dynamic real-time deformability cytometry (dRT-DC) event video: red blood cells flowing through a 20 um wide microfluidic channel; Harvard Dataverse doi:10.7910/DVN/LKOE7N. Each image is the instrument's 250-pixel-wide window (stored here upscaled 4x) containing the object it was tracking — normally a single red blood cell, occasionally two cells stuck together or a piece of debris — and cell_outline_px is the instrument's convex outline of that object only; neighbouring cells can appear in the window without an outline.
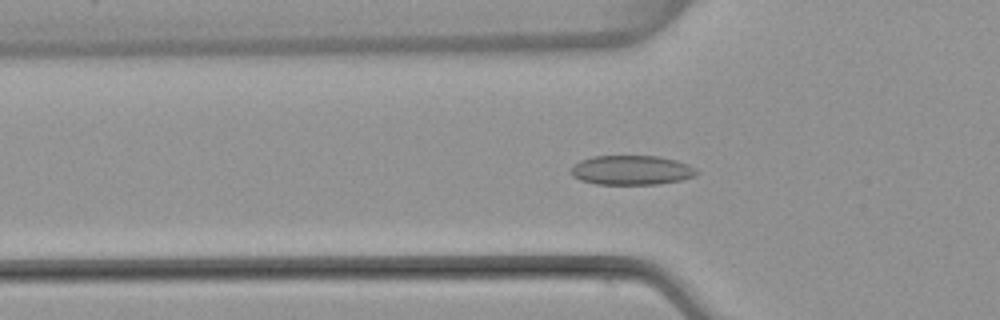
{"species": "common noctule bat (a hibernating species)", "species_latin": "Nyctalus noctula", "temperature_condition": "warm", "stored_images_in_passage": 52, "camera_frame_rate_fps": 3000, "um_per_image_px": 0.085, "animal": {"sex": "female", "body_mass_g": 22.7, "forearm_length_mm": 54.2}, "frame": {"image": 1, "passage_image": 17, "time_ms": 5.333, "image_size_px": [1000, 320], "cell_outline_px": [[700, 172], [696, 176], [680, 180], [656, 184], [596, 184], [580, 180], [572, 176], [568, 172], [572, 164], [580, 160], [592, 156], [660, 156], [676, 160], [688, 164], [696, 168]], "centroid_in_image_um": [53.65, 14.46], "position_along_channel_um": 72.2, "area_um2": 21.91}}
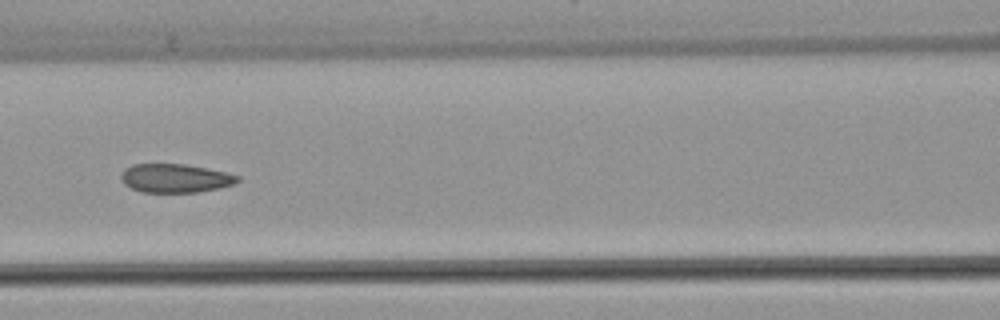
{"frame": {"image": 2, "passage_image": 23, "time_ms": 7.333, "image_size_px": [1000, 320], "cell_outline_px": [[240, 180], [232, 184], [220, 188], [200, 192], [144, 192], [132, 188], [124, 184], [120, 176], [124, 168], [132, 164], [184, 164], [208, 168], [240, 176]], "centroid_in_image_um": [14.89, 15.14], "position_along_channel_um": 151.7, "area_um2": 19.48}}
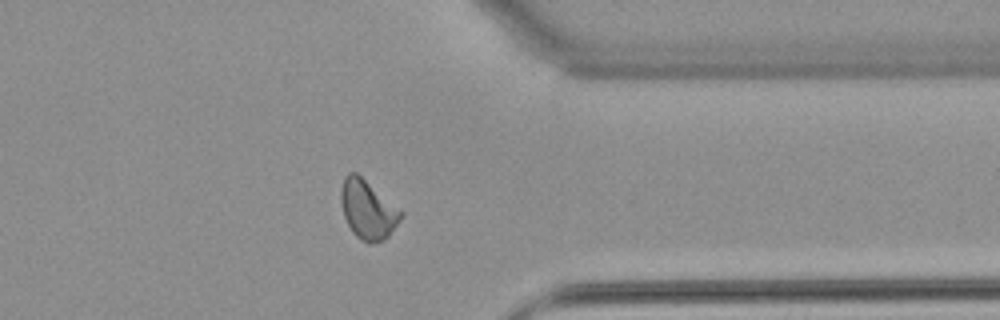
{"frame": {"image": 3, "passage_image": 41, "time_ms": 13.333, "image_size_px": [1000, 320], "cell_outline_px": [[404, 216], [388, 236], [384, 240], [368, 244], [360, 240], [352, 232], [344, 216], [340, 200], [340, 188], [344, 176], [348, 172], [356, 172], [404, 212]], "centroid_in_image_um": [31.25, 17.82], "position_along_channel_um": 380.1, "area_um2": 20.75}, "authors_computed_cell_mechanics": {"area_um2": 20.3456, "velocity_mm_per_s": 3.9502, "shape_relaxation_time_tau1_ms": null, "shape_relaxation_time_tau2_ms": 1.5262, "deformation_change_tau1": null, "deformation_change_tau2": 0.0765}}